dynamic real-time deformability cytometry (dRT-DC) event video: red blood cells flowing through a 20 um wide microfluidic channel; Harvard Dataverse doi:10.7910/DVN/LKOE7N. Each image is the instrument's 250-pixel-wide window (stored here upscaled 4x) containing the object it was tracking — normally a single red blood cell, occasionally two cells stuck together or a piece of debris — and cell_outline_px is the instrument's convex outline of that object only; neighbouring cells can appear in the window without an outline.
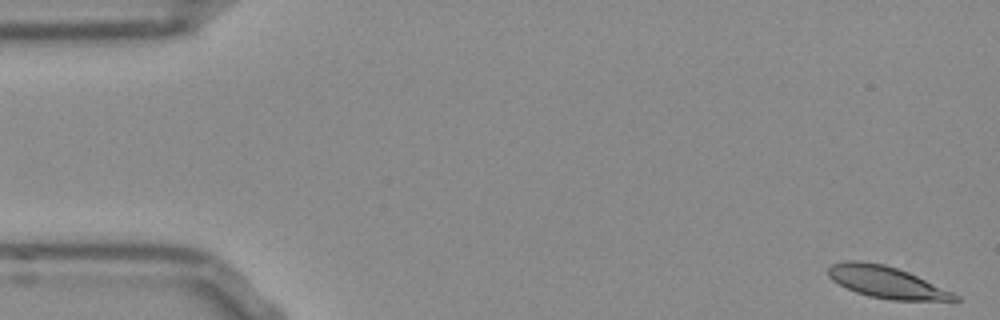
{"species": "Egyptian fruit bat (a non-hibernating species)", "species_latin": "Rousettus aegyptiacus", "temperature_condition": "room temperature", "stored_images_in_passage": 52, "camera_frame_rate_fps": 3000, "um_per_image_px": 0.085, "frame": {"image": 1, "passage_image": 1, "time_ms": 0.0, "image_size_px": [1000, 320], "cell_outline_px": [[960, 300], [892, 300], [868, 296], [856, 292], [832, 280], [828, 276], [828, 268], [832, 264], [844, 260], [860, 260], [884, 264], [908, 272], [952, 292], [960, 296]], "centroid_in_image_um": [75.31, 23.97], "position_along_channel_um": 9.7, "area_um2": 23.18}}
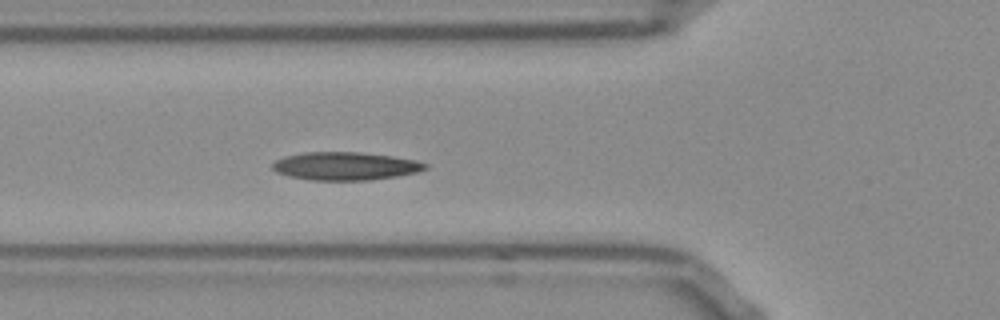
{"frame": {"image": 2, "passage_image": 18, "time_ms": 5.667, "image_size_px": [1000, 320], "cell_outline_px": [[428, 168], [416, 172], [396, 176], [368, 180], [312, 180], [288, 176], [276, 172], [272, 168], [272, 164], [276, 160], [284, 156], [304, 152], [360, 152], [392, 156], [416, 160], [428, 164]], "centroid_in_image_um": [29.33, 14.11], "position_along_channel_um": 96.5, "area_um2": 24.97}}
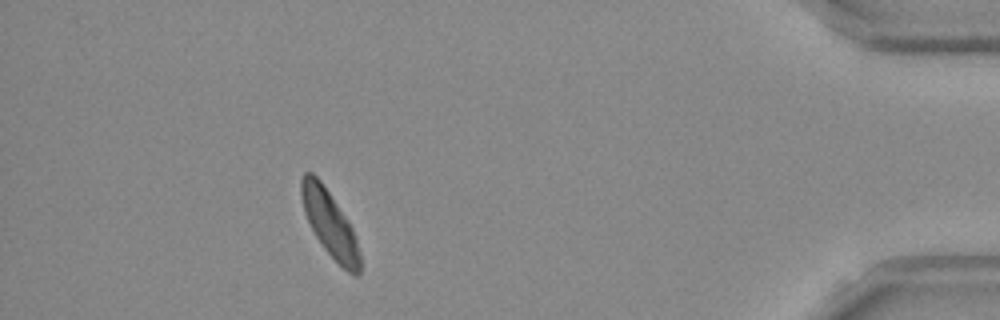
{"frame": {"image": 3, "passage_image": 47, "time_ms": 15.333, "image_size_px": [1000, 320], "cell_outline_px": [[360, 276], [356, 276], [348, 272], [324, 248], [316, 236], [304, 212], [300, 192], [300, 180], [304, 172], [312, 172], [320, 180], [348, 220], [352, 228], [360, 252]], "centroid_in_image_um": [28.02, 19.0], "position_along_channel_um": 407.2, "area_um2": 22.14}, "authors_computed_cell_mechanics": {"area_um2": 23.7558, "velocity_mm_per_s": 3.8068, "shape_relaxation_time_tau1_ms": 4.6155, "shape_relaxation_time_tau2_ms": 3.3505, "deformation_change_tau1": 0.1276, "deformation_change_tau2": 0.0839}}